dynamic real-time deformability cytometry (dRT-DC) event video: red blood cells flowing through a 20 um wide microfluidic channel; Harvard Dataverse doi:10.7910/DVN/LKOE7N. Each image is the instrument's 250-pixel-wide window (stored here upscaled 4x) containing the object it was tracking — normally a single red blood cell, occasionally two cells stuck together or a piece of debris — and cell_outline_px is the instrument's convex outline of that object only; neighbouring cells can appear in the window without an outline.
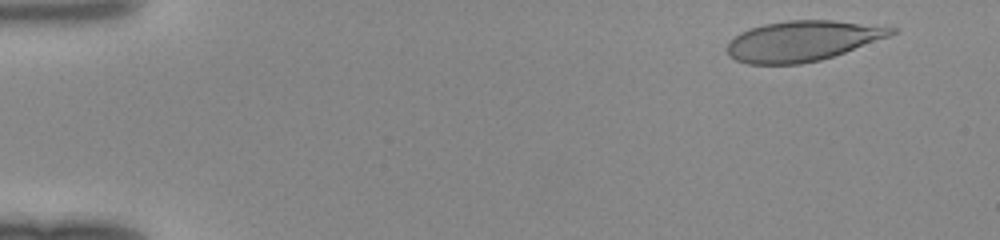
{"species": "human", "species_latin": "Homo sapiens", "temperature_condition": "room temperature", "stored_images_in_passage": 47, "camera_frame_rate_fps": 3000, "um_per_image_px": 0.085, "donor": {"sex": "female"}, "frame": {"image": 1, "passage_image": 4, "time_ms": 1.0, "image_size_px": [1000, 240], "cell_outline_px": [[900, 28], [896, 32], [888, 36], [844, 52], [820, 60], [800, 64], [748, 64], [736, 60], [728, 56], [728, 44], [740, 32], [748, 28], [764, 24], [788, 20], [832, 20]], "centroid_in_image_um": [68.18, 3.48], "position_along_channel_um": 16.8, "area_um2": 38.26}}
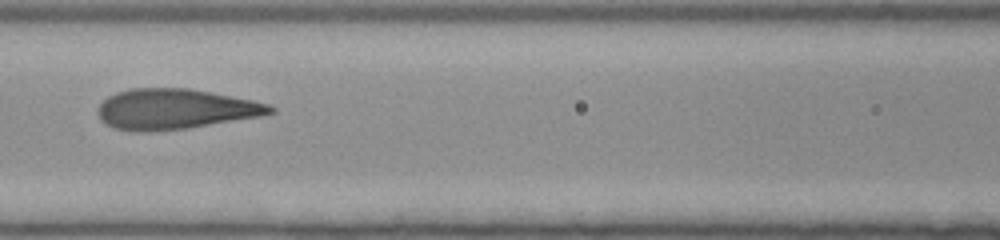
{"frame": {"image": 2, "passage_image": 22, "time_ms": 7.0, "image_size_px": [1000, 240], "cell_outline_px": [[276, 112], [260, 116], [188, 128], [152, 132], [136, 132], [112, 128], [100, 120], [96, 112], [96, 108], [108, 96], [116, 92], [132, 88], [188, 88], [252, 100], [268, 104], [276, 108]], "centroid_in_image_um": [14.83, 9.28], "position_along_channel_um": 151.8, "area_um2": 40.69}}
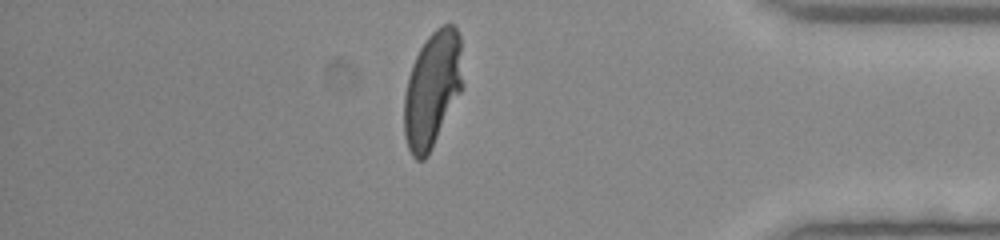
{"frame": {"image": 3, "passage_image": 41, "time_ms": 13.333, "image_size_px": [1000, 240], "cell_outline_px": [[464, 84], [428, 156], [424, 160], [416, 160], [412, 156], [408, 148], [404, 136], [404, 96], [408, 76], [412, 64], [420, 48], [428, 36], [436, 28], [444, 24], [452, 24], [456, 28], [460, 36]], "centroid_in_image_um": [36.75, 7.59], "position_along_channel_um": 398.5, "area_um2": 39.77}}